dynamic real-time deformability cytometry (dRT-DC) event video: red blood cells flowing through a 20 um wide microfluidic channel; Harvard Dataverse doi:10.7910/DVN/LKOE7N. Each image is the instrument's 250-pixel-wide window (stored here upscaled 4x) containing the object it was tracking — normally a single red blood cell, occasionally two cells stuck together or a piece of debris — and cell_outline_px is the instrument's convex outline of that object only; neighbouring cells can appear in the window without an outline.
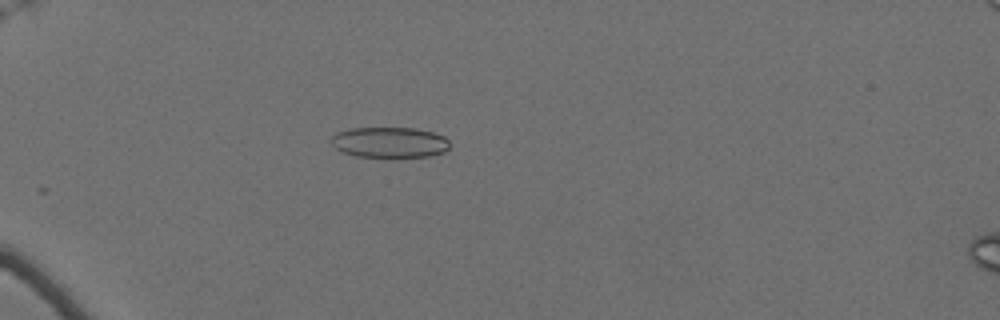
{"species": "Egyptian fruit bat (a non-hibernating species)", "species_latin": "Rousettus aegyptiacus", "temperature_condition": "cold", "stored_images_in_passage": 28, "camera_frame_rate_fps": 3000, "um_per_image_px": 0.085, "animal": {"sex": "female"}, "frame": {"image": 1, "passage_image": 21, "time_ms": 6.667, "image_size_px": [1000, 320], "cell_outline_px": [[448, 148], [444, 152], [428, 156], [356, 156], [340, 152], [332, 144], [332, 136], [336, 132], [348, 128], [416, 128], [436, 132], [444, 136], [448, 140]], "centroid_in_image_um": [33.1, 12.08], "position_along_channel_um": 51.9, "area_um2": 21.1}}